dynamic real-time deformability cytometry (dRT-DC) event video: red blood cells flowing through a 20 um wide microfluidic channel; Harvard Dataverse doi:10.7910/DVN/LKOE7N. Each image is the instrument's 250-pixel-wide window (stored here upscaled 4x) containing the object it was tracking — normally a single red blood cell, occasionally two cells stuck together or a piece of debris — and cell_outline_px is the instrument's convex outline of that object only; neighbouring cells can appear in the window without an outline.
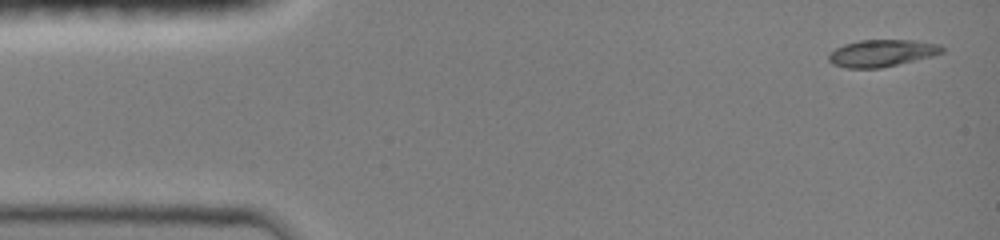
{"species": "common noctule bat (a hibernating species)", "species_latin": "Nyctalus noctula", "temperature_condition": "room temperature", "stored_images_in_passage": 4, "camera_frame_rate_fps": 3000, "um_per_image_px": 0.085, "animal": {"sex": "female", "body_mass_g": 19.0, "forearm_length_mm": 51.5}, "frame": {"image": 1, "passage_image": 1, "time_ms": 0.0, "image_size_px": [1000, 240], "cell_outline_px": [[944, 52], [932, 56], [880, 68], [848, 68], [832, 64], [828, 60], [828, 52], [844, 44], [860, 40], [916, 40], [940, 44], [944, 48]], "centroid_in_image_um": [74.95, 4.51], "position_along_channel_um": 10.1, "area_um2": 17.92}}
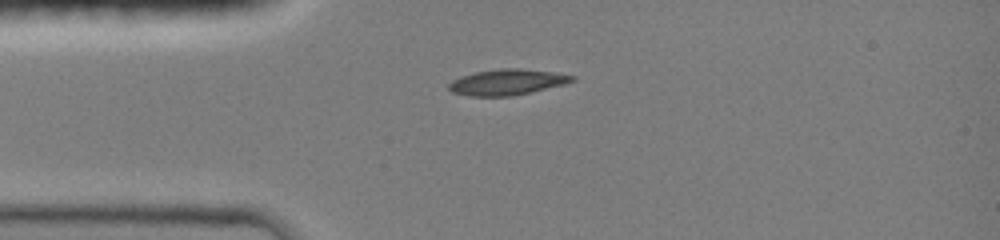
{"frame": {"image": 2, "passage_image": 4, "time_ms": 3.0, "image_size_px": [1000, 240], "cell_outline_px": [[576, 80], [564, 84], [512, 96], [472, 96], [452, 92], [448, 88], [448, 84], [452, 80], [460, 76], [476, 72], [500, 68], [520, 68], [552, 72], [576, 76]], "centroid_in_image_um": [43.09, 6.97], "position_along_channel_um": 41.9, "area_um2": 18.44}}